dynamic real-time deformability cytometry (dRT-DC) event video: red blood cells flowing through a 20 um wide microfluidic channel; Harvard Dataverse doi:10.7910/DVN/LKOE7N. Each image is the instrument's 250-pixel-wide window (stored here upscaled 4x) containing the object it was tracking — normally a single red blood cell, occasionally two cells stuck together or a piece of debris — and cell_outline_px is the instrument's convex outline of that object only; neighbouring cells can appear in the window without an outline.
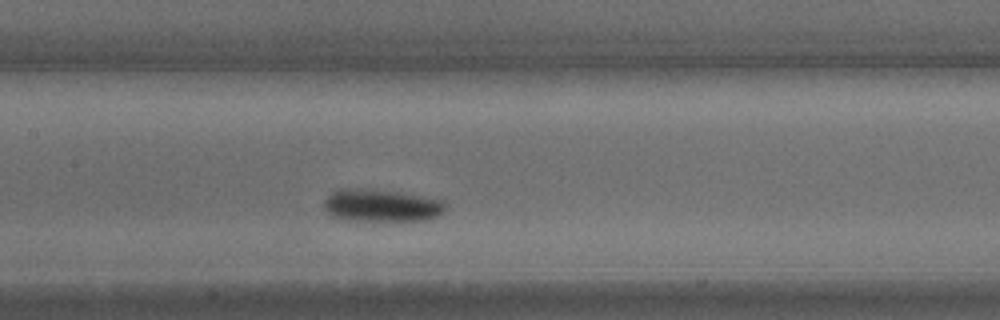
{"species": "common noctule bat (a hibernating species)", "species_latin": "Nyctalus noctula", "temperature_condition": "warm", "stored_images_in_passage": 23, "camera_frame_rate_fps": 3000, "um_per_image_px": 0.085, "animal": {"sex": "male", "body_mass_g": 15.6}, "frame": {"image": 1, "passage_image": 10, "time_ms": 3.0, "image_size_px": [1000, 320], "cell_outline_px": [[444, 212], [428, 220], [344, 220], [332, 216], [324, 208], [324, 200], [332, 192], [340, 188], [356, 188], [400, 192], [440, 200], [444, 204]], "centroid_in_image_um": [32.36, 17.46], "position_along_channel_um": 175.0, "area_um2": 22.72}}
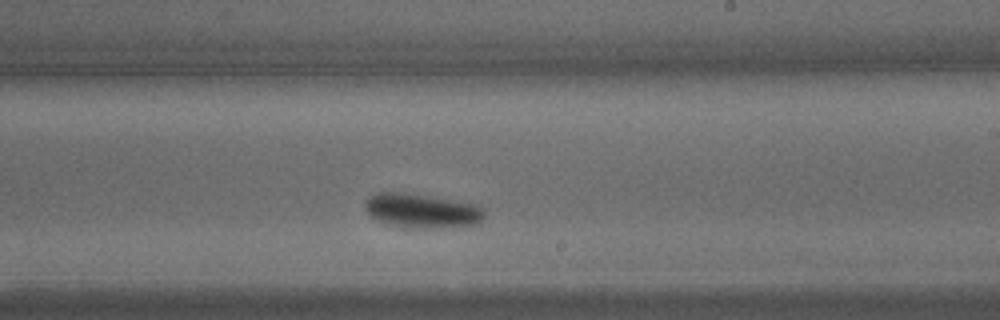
{"frame": {"image": 2, "passage_image": 14, "time_ms": 4.333, "image_size_px": [1000, 320], "cell_outline_px": [[484, 216], [476, 224], [464, 228], [400, 228], [380, 220], [372, 216], [364, 208], [364, 204], [368, 196], [380, 192], [392, 192], [428, 196], [476, 204], [484, 212]], "centroid_in_image_um": [35.87, 17.95], "position_along_channel_um": 253.1, "area_um2": 23.87}}
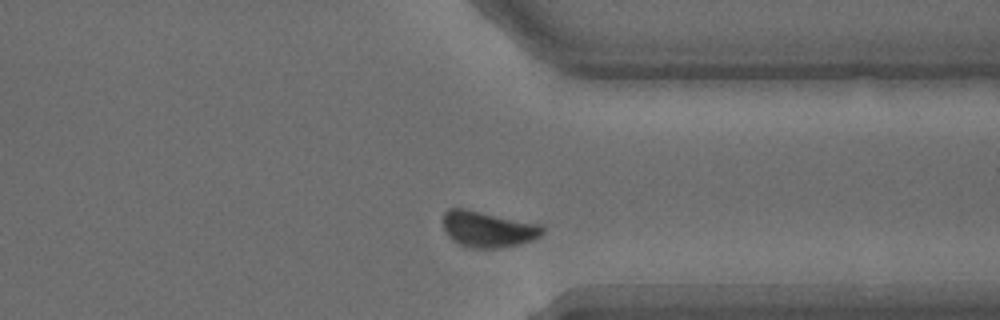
{"frame": {"image": 3, "passage_image": 20, "time_ms": 6.333, "image_size_px": [1000, 320], "cell_outline_px": [[544, 232], [540, 236], [532, 240], [520, 244], [496, 248], [472, 248], [460, 244], [452, 240], [448, 236], [444, 228], [444, 212], [448, 208], [464, 208], [544, 224]], "centroid_in_image_um": [41.51, 19.46], "position_along_channel_um": 369.9, "area_um2": 21.1}}